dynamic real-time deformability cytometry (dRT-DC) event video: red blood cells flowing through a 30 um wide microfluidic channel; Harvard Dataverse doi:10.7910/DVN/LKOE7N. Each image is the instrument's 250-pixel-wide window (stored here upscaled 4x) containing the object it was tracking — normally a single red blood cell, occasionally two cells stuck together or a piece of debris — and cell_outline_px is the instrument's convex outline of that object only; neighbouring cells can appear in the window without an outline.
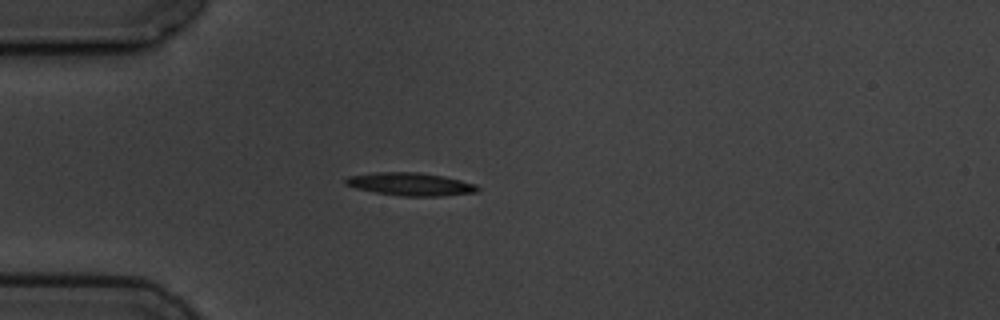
{"species": "common noctule bat (a hibernating species)", "species_latin": "Nyctalus noctula", "temperature_condition": "cold", "stored_images_in_passage": 2, "camera_frame_rate_fps": 3000, "um_per_image_px": 0.085, "animal": {"sex": "male", "body_mass_g": 19.5, "forearm_length_mm": 54.6}, "frame": {"image": 1, "passage_image": 1, "time_ms": 0.0, "image_size_px": [1000, 320], "cell_outline_px": [[480, 188], [476, 192], [440, 196], [400, 196], [376, 192], [356, 188], [344, 184], [344, 180], [348, 176], [372, 172], [416, 172], [440, 176], [460, 180], [476, 184]], "centroid_in_image_um": [34.85, 15.65], "position_along_channel_um": 50.2, "area_um2": 17.51}}